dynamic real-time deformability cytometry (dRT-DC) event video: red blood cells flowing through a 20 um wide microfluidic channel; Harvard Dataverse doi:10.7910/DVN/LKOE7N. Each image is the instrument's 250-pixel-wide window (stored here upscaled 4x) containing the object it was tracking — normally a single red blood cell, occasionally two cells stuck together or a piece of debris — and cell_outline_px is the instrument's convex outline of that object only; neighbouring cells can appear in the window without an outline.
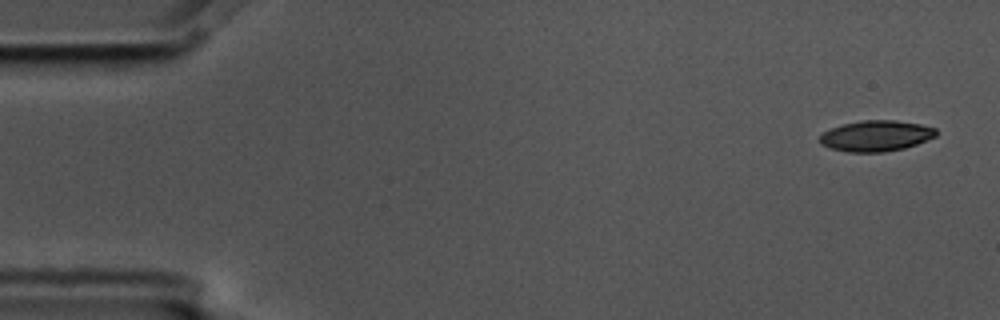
{"species": "common noctule bat (a hibernating species)", "species_latin": "Nyctalus noctula", "temperature_condition": "cold", "stored_images_in_passage": 5, "camera_frame_rate_fps": 3000, "um_per_image_px": 0.085, "animal": {"sex": "male", "body_mass_g": 17.5, "forearm_length_mm": 52.3}, "frame": {"image": 1, "passage_image": 1, "time_ms": 0.0, "image_size_px": [1000, 320], "cell_outline_px": [[936, 136], [916, 144], [904, 148], [884, 152], [848, 152], [832, 148], [820, 144], [820, 136], [824, 132], [840, 124], [864, 120], [896, 120], [920, 124], [936, 128]], "centroid_in_image_um": [74.46, 11.54], "position_along_channel_um": 10.5, "area_um2": 20.81}}